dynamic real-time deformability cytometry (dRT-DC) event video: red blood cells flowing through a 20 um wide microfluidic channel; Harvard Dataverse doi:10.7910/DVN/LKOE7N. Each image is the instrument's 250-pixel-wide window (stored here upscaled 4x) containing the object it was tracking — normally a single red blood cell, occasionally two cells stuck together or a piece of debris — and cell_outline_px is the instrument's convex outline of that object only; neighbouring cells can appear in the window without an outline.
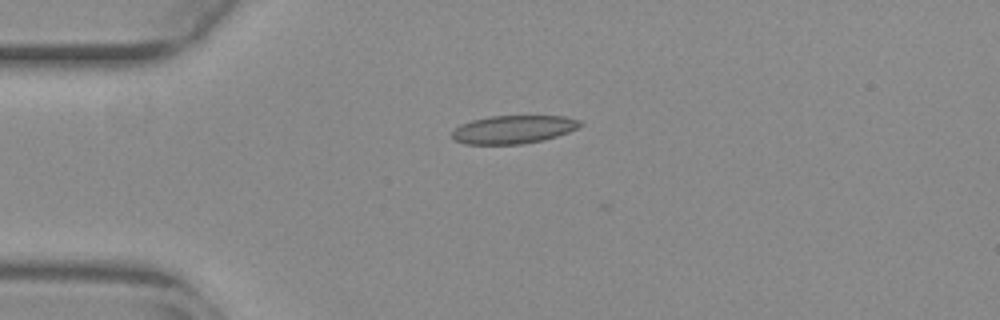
{"species": "common noctule bat (a hibernating species)", "species_latin": "Nyctalus noctula", "temperature_condition": "warm", "stored_images_in_passage": 37, "camera_frame_rate_fps": 3000, "um_per_image_px": 0.085, "animal": {"sex": "female", "body_mass_g": 29.2, "forearm_length_mm": 56.3}, "frame": {"image": 1, "passage_image": 2, "time_ms": 0.333, "image_size_px": [1000, 320], "cell_outline_px": [[584, 124], [568, 132], [544, 140], [520, 144], [464, 144], [456, 140], [452, 136], [452, 132], [460, 124], [472, 120], [492, 116], [564, 116], [580, 120]], "centroid_in_image_um": [43.65, 11.0], "position_along_channel_um": 41.4, "area_um2": 20.92}}
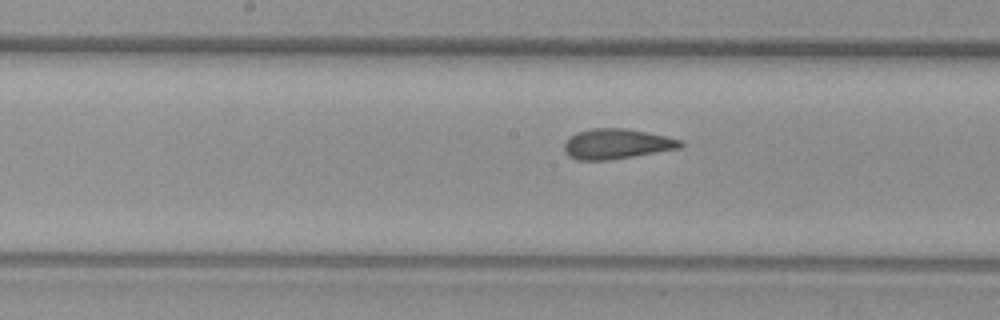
{"frame": {"image": 2, "passage_image": 16, "time_ms": 5.0, "image_size_px": [1000, 320], "cell_outline_px": [[684, 144], [680, 148], [608, 160], [576, 160], [568, 156], [564, 152], [564, 144], [568, 136], [576, 132], [592, 128], [624, 128], [664, 136], [680, 140]], "centroid_in_image_um": [52.33, 12.23], "position_along_channel_um": 195.9, "area_um2": 20.29}}
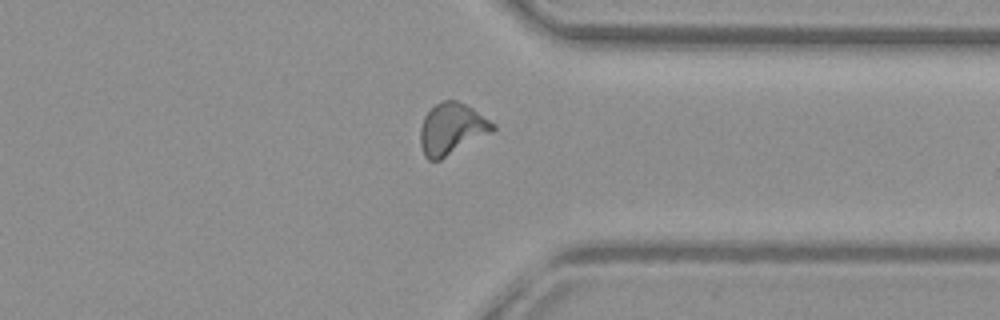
{"frame": {"image": 3, "passage_image": 30, "time_ms": 9.667, "image_size_px": [1000, 320], "cell_outline_px": [[496, 128], [492, 132], [440, 160], [428, 160], [424, 156], [420, 144], [420, 128], [424, 116], [436, 104], [444, 100], [456, 100], [472, 108], [496, 124]], "centroid_in_image_um": [38.39, 10.96], "position_along_channel_um": 373.0, "area_um2": 21.62}, "authors_computed_cell_mechanics": {"area_um2": 20.23, "velocity_mm_per_s": 3.8671, "shape_relaxation_time_tau1_ms": null, "shape_relaxation_time_tau2_ms": 1.2086, "deformation_change_tau1": null, "deformation_change_tau2": 0.0755}}